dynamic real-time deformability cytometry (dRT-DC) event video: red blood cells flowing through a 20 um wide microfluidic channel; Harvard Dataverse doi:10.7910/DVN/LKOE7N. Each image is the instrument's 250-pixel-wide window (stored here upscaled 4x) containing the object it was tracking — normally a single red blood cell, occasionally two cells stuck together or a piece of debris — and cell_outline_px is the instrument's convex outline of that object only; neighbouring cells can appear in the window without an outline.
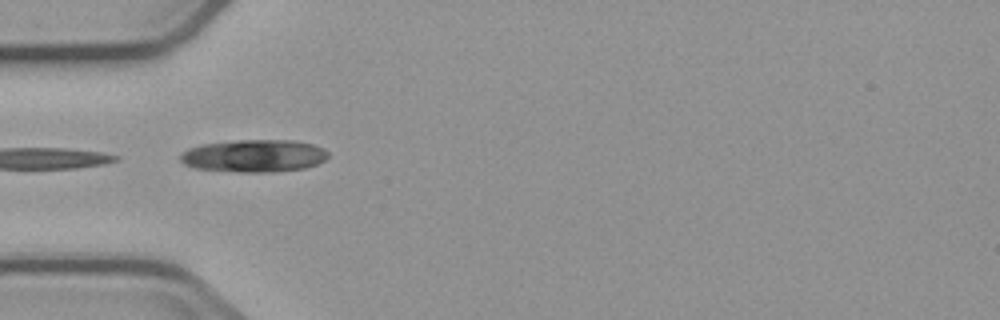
{"species": "common noctule bat (a hibernating species)", "species_latin": "Nyctalus noctula", "temperature_condition": "cold", "stored_images_in_passage": 7, "camera_frame_rate_fps": 3000, "um_per_image_px": 0.085, "animal": {"sex": "male", "body_mass_g": 23.1, "forearm_length_mm": 52.7}, "frame": {"image": 1, "passage_image": 4, "time_ms": 3.333, "image_size_px": [1000, 320], "cell_outline_px": [[328, 156], [324, 160], [316, 164], [304, 168], [272, 172], [240, 172], [196, 168], [184, 164], [180, 160], [180, 156], [188, 148], [200, 144], [236, 140], [292, 140], [312, 144], [324, 148], [328, 152]], "centroid_in_image_um": [21.59, 13.24], "position_along_channel_um": 63.4, "area_um2": 27.98}}
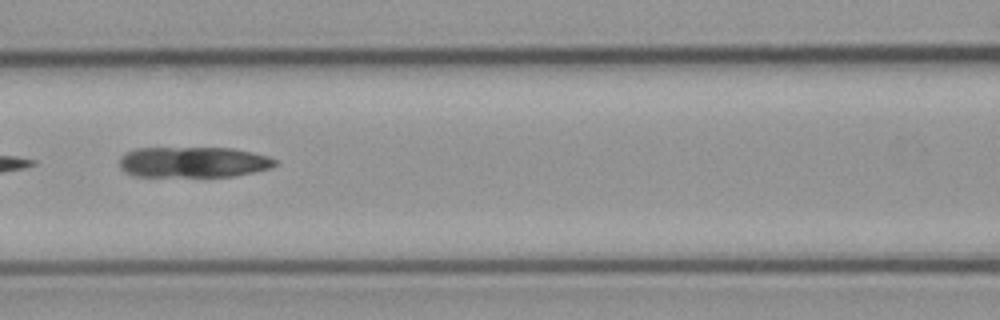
{"frame": {"image": 2, "passage_image": 6, "time_ms": 5.667, "image_size_px": [1000, 320], "cell_outline_px": [[276, 164], [272, 168], [236, 176], [132, 176], [124, 172], [120, 168], [120, 156], [124, 152], [136, 148], [232, 148], [252, 152], [268, 156], [276, 160]], "centroid_in_image_um": [16.41, 13.78], "position_along_channel_um": 150.2, "area_um2": 28.03}}
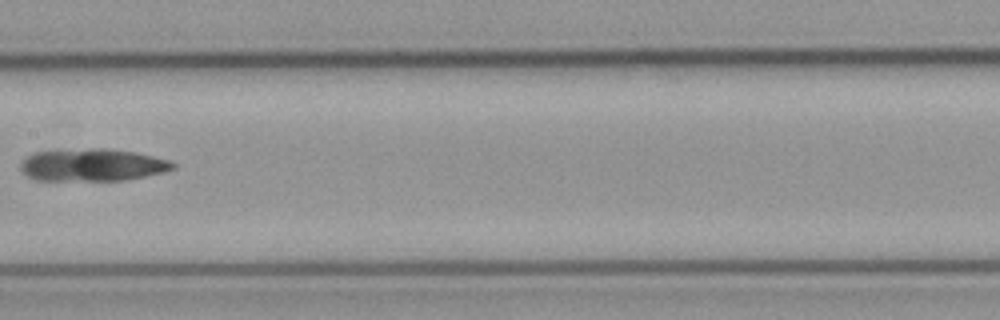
{"frame": {"image": 3, "passage_image": 7, "time_ms": 7.0, "image_size_px": [1000, 320], "cell_outline_px": [[176, 168], [164, 172], [124, 180], [36, 180], [28, 176], [20, 168], [20, 164], [28, 156], [36, 152], [92, 148], [108, 148], [136, 152], [168, 160], [176, 164]], "centroid_in_image_um": [7.89, 14.02], "position_along_channel_um": 199.5, "area_um2": 28.55}}